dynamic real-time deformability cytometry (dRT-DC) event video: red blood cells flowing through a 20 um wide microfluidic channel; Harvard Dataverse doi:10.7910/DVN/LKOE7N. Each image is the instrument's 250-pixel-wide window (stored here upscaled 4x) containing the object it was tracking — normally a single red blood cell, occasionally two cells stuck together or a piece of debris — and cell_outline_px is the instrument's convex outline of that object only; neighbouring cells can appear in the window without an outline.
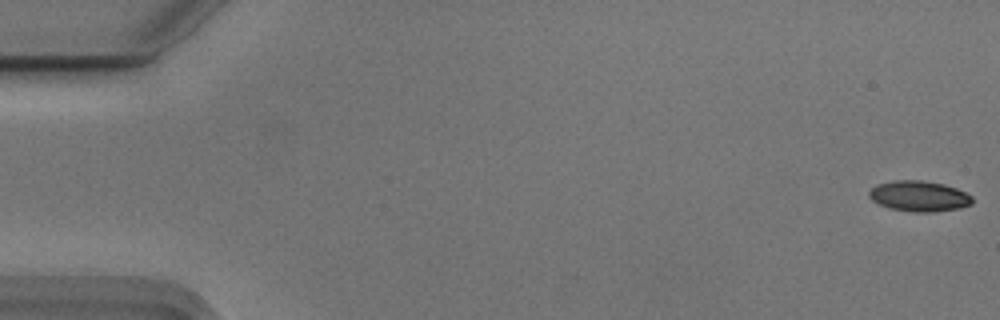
{"species": "Egyptian fruit bat (a non-hibernating species)", "species_latin": "Rousettus aegyptiacus", "temperature_condition": "cold", "stored_images_in_passage": 15, "camera_frame_rate_fps": 3000, "um_per_image_px": 0.085, "animal": {"sex": "male"}, "frame": {"image": 1, "passage_image": 1, "time_ms": 0.0, "image_size_px": [1000, 320], "cell_outline_px": [[972, 204], [960, 208], [932, 212], [912, 212], [888, 208], [872, 200], [868, 196], [868, 192], [876, 184], [892, 180], [920, 180], [944, 184], [956, 188], [972, 196]], "centroid_in_image_um": [78.1, 16.67], "position_along_channel_um": 6.9, "area_um2": 18.5}}
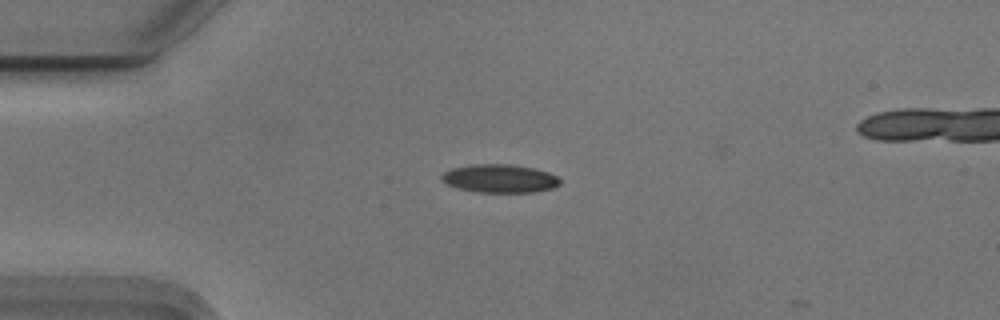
{"frame": {"image": 2, "passage_image": 14, "time_ms": 4.333, "image_size_px": [1000, 320], "cell_outline_px": [[560, 184], [552, 188], [536, 192], [476, 192], [456, 188], [440, 180], [440, 176], [444, 172], [452, 168], [468, 164], [512, 164], [532, 168], [548, 172], [556, 176], [560, 180]], "centroid_in_image_um": [42.44, 15.17], "position_along_channel_um": 42.6, "area_um2": 19.65}}